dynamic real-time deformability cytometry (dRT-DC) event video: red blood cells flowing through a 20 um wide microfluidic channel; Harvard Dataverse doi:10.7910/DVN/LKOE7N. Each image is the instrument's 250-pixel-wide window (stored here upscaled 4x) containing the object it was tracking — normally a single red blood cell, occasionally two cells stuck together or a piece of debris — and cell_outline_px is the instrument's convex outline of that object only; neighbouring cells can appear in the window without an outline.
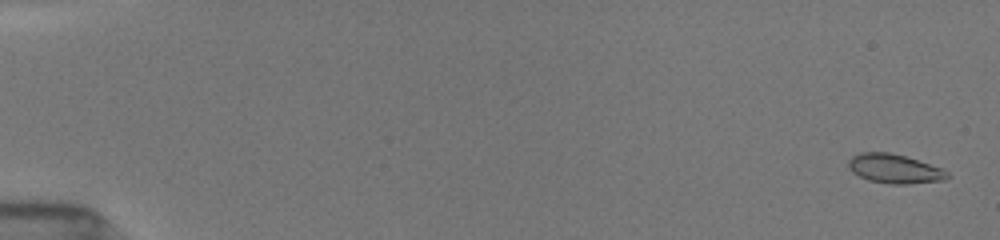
{"species": "common noctule bat (a hibernating species)", "species_latin": "Nyctalus noctula", "temperature_condition": "room temperature", "stored_images_in_passage": 18, "camera_frame_rate_fps": 3000, "um_per_image_px": 0.085, "animal": {"sex": "female", "body_mass_g": 19.5, "forearm_length_mm": 54.1}, "frame": {"image": 1, "passage_image": 1, "time_ms": 0.0, "image_size_px": [1000, 240], "cell_outline_px": [[948, 176], [944, 180], [904, 184], [892, 184], [868, 180], [852, 172], [848, 168], [848, 160], [852, 156], [860, 152], [888, 152], [904, 156], [940, 168], [948, 172]], "centroid_in_image_um": [75.97, 14.34], "position_along_channel_um": 9.0, "area_um2": 16.53}}
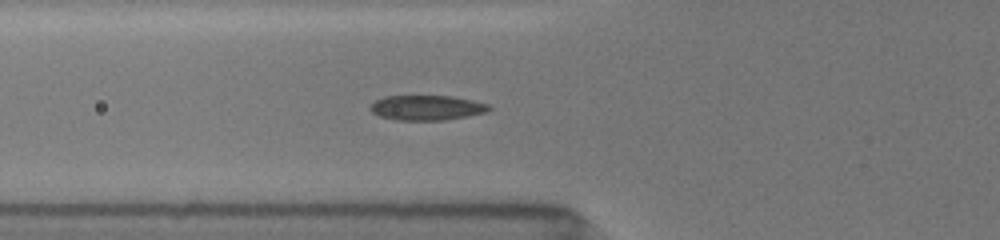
{"frame": {"image": 2, "passage_image": 16, "time_ms": 6.333, "image_size_px": [1000, 240], "cell_outline_px": [[492, 108], [484, 112], [444, 120], [396, 120], [380, 116], [372, 112], [372, 104], [376, 100], [384, 96], [448, 96], [472, 100], [488, 104]], "centroid_in_image_um": [36.25, 9.15], "position_along_channel_um": 89.5, "area_um2": 16.88}}
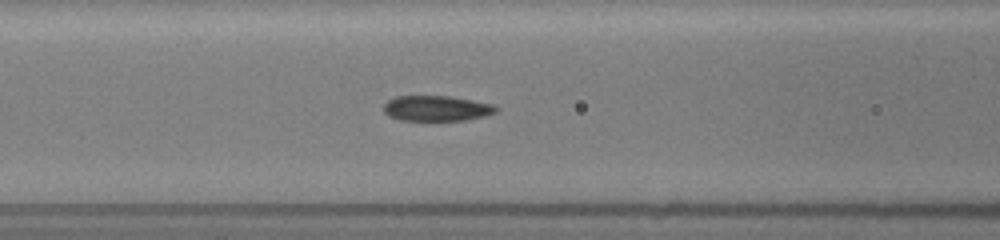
{"frame": {"image": 3, "passage_image": 18, "time_ms": 7.333, "image_size_px": [1000, 240], "cell_outline_px": [[500, 108], [496, 112], [484, 116], [464, 120], [400, 120], [388, 116], [384, 112], [384, 104], [388, 100], [396, 96], [448, 96], [472, 100], [492, 104]], "centroid_in_image_um": [37.1, 9.21], "position_along_channel_um": 129.5, "area_um2": 16.59}}